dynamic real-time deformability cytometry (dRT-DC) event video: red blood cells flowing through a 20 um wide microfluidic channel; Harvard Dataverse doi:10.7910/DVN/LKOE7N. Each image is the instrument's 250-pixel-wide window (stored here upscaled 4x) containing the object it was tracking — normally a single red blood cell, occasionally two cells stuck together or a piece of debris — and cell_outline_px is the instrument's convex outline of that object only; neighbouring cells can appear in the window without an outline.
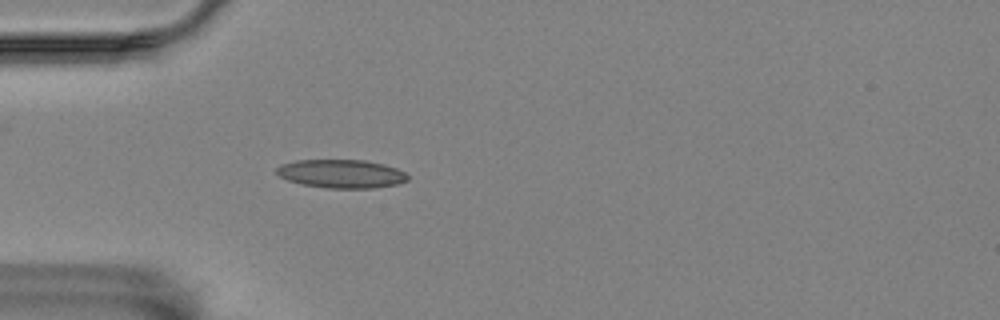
{"species": "Egyptian fruit bat (a non-hibernating species)", "species_latin": "Rousettus aegyptiacus", "temperature_condition": "room temperature", "stored_images_in_passage": 4, "camera_frame_rate_fps": 3000, "um_per_image_px": 0.085, "animal": {"sex": "female"}, "frame": {"image": 1, "passage_image": 4, "time_ms": 3.333, "image_size_px": [1000, 320], "cell_outline_px": [[408, 180], [396, 184], [372, 188], [328, 188], [300, 184], [288, 180], [280, 176], [276, 172], [276, 168], [280, 164], [296, 160], [364, 160], [384, 164], [396, 168], [404, 172], [408, 176]], "centroid_in_image_um": [28.99, 14.76], "position_along_channel_um": 56.0, "area_um2": 21.73}}